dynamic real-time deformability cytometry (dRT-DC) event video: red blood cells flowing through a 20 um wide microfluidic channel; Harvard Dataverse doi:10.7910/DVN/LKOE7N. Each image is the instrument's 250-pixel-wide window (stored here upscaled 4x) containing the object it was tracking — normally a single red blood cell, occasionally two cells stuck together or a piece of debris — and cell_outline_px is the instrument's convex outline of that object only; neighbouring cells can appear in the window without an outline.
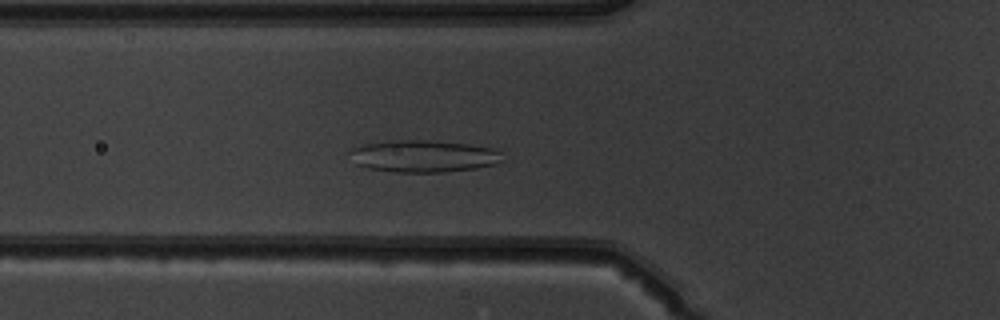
{"species": "common noctule bat (a hibernating species)", "species_latin": "Nyctalus noctula", "temperature_condition": "warm", "stored_images_in_passage": 47, "camera_frame_rate_fps": 3000, "um_per_image_px": 0.085, "animal": {"sex": "male", "body_mass_g": 19.5, "forearm_length_mm": 54.6}, "frame": {"image": 1, "passage_image": 14, "time_ms": 4.333, "image_size_px": [1000, 320], "cell_outline_px": [[504, 160], [492, 164], [476, 168], [444, 172], [392, 172], [368, 168], [356, 164], [348, 152], [352, 148], [364, 144], [392, 140], [428, 140], [468, 144], [496, 148], [504, 152]], "centroid_in_image_um": [36.03, 13.27], "position_along_channel_um": 89.8, "area_um2": 28.78}}
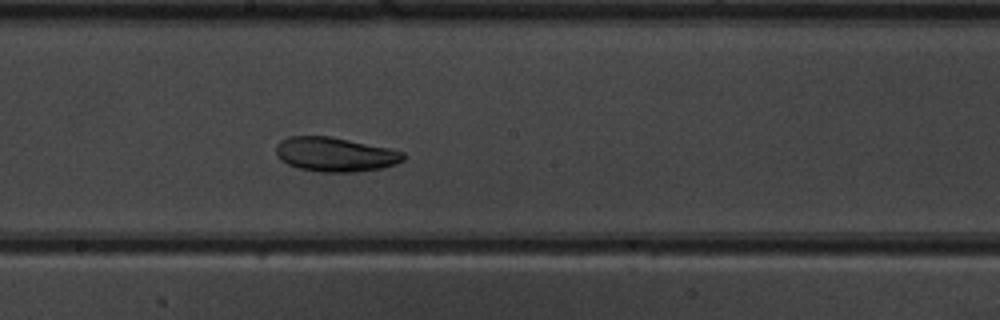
{"frame": {"image": 2, "passage_image": 24, "time_ms": 7.667, "image_size_px": [1000, 320], "cell_outline_px": [[404, 160], [396, 164], [384, 168], [360, 172], [320, 172], [300, 168], [288, 164], [280, 160], [276, 156], [276, 144], [280, 140], [288, 136], [328, 136], [388, 148], [404, 152]], "centroid_in_image_um": [28.47, 13.13], "position_along_channel_um": 219.7, "area_um2": 25.55}}
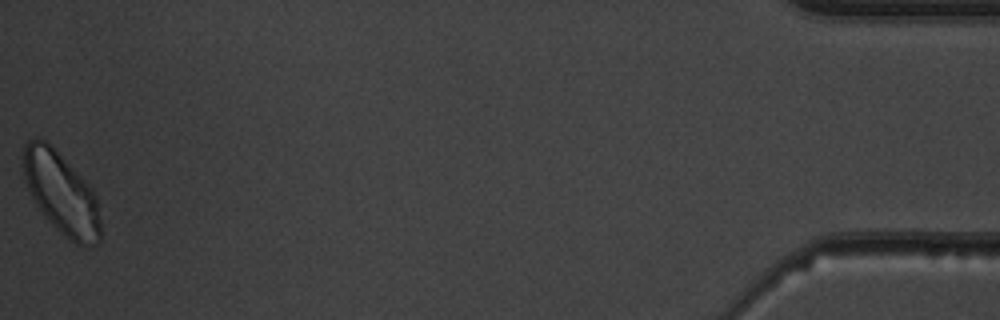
{"frame": {"image": 3, "passage_image": 47, "time_ms": 15.333, "image_size_px": [1000, 320], "cell_outline_px": [[100, 244], [88, 248], [76, 244], [60, 232], [44, 216], [36, 204], [28, 188], [24, 176], [24, 144], [28, 140], [44, 140], [92, 188], [96, 196], [100, 220]], "centroid_in_image_um": [5.25, 16.51], "position_along_channel_um": 430.0, "area_um2": 36.07}, "authors_computed_cell_mechanics": {"area_um2": 29.7092, "velocity_mm_per_s": 3.8916, "shape_relaxation_time_tau1_ms": 2.8711, "shape_relaxation_time_tau2_ms": 11.3703, "deformation_change_tau1": 0.1012, "deformation_change_tau2": 0.1746}}